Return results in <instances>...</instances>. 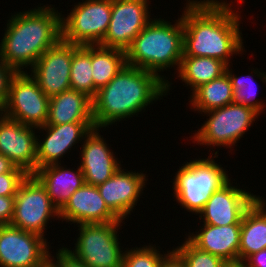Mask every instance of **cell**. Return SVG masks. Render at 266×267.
<instances>
[{
  "label": "cell",
  "mask_w": 266,
  "mask_h": 267,
  "mask_svg": "<svg viewBox=\"0 0 266 267\" xmlns=\"http://www.w3.org/2000/svg\"><path fill=\"white\" fill-rule=\"evenodd\" d=\"M154 245L125 248L122 267H159L167 253L161 254L159 246L157 249Z\"/></svg>",
  "instance_id": "cell-30"
},
{
  "label": "cell",
  "mask_w": 266,
  "mask_h": 267,
  "mask_svg": "<svg viewBox=\"0 0 266 267\" xmlns=\"http://www.w3.org/2000/svg\"><path fill=\"white\" fill-rule=\"evenodd\" d=\"M204 114L209 118H206L207 121L189 138L192 143L206 145V148L210 146L211 155L214 147L232 149L260 116L251 107L235 102Z\"/></svg>",
  "instance_id": "cell-6"
},
{
  "label": "cell",
  "mask_w": 266,
  "mask_h": 267,
  "mask_svg": "<svg viewBox=\"0 0 266 267\" xmlns=\"http://www.w3.org/2000/svg\"><path fill=\"white\" fill-rule=\"evenodd\" d=\"M120 167L117 172L104 183L99 184L97 189L105 200L107 207L120 219L129 217L135 205L137 206L142 196L148 178L143 172L124 171ZM147 178V179H146Z\"/></svg>",
  "instance_id": "cell-17"
},
{
  "label": "cell",
  "mask_w": 266,
  "mask_h": 267,
  "mask_svg": "<svg viewBox=\"0 0 266 267\" xmlns=\"http://www.w3.org/2000/svg\"><path fill=\"white\" fill-rule=\"evenodd\" d=\"M159 267H186L182 257L173 249L167 251Z\"/></svg>",
  "instance_id": "cell-35"
},
{
  "label": "cell",
  "mask_w": 266,
  "mask_h": 267,
  "mask_svg": "<svg viewBox=\"0 0 266 267\" xmlns=\"http://www.w3.org/2000/svg\"><path fill=\"white\" fill-rule=\"evenodd\" d=\"M226 68L223 61L215 58L183 56L176 73L193 92L200 85L221 77Z\"/></svg>",
  "instance_id": "cell-25"
},
{
  "label": "cell",
  "mask_w": 266,
  "mask_h": 267,
  "mask_svg": "<svg viewBox=\"0 0 266 267\" xmlns=\"http://www.w3.org/2000/svg\"><path fill=\"white\" fill-rule=\"evenodd\" d=\"M16 71L0 57V111L5 106L9 95V87Z\"/></svg>",
  "instance_id": "cell-32"
},
{
  "label": "cell",
  "mask_w": 266,
  "mask_h": 267,
  "mask_svg": "<svg viewBox=\"0 0 266 267\" xmlns=\"http://www.w3.org/2000/svg\"><path fill=\"white\" fill-rule=\"evenodd\" d=\"M171 23L164 18L153 17L125 51L127 65L158 75L167 83V93L173 83L161 73L176 66L178 71L183 57L182 16L176 22L174 20L175 24Z\"/></svg>",
  "instance_id": "cell-4"
},
{
  "label": "cell",
  "mask_w": 266,
  "mask_h": 267,
  "mask_svg": "<svg viewBox=\"0 0 266 267\" xmlns=\"http://www.w3.org/2000/svg\"><path fill=\"white\" fill-rule=\"evenodd\" d=\"M218 151L207 158L193 159L179 167L173 179L176 202L184 210L198 215L210 195L220 189L231 178L228 171L216 163Z\"/></svg>",
  "instance_id": "cell-5"
},
{
  "label": "cell",
  "mask_w": 266,
  "mask_h": 267,
  "mask_svg": "<svg viewBox=\"0 0 266 267\" xmlns=\"http://www.w3.org/2000/svg\"><path fill=\"white\" fill-rule=\"evenodd\" d=\"M230 66L231 65L227 66L226 73L231 80L232 89L234 92V102L251 107L261 115V113L266 110L264 109V107L266 108V104H264L263 101H258V99H255L257 95L256 88L258 86L253 76H257L258 79H261L262 82L266 84V72H261L258 69L256 70L253 68V72L251 71L248 76L243 75L239 77L237 74L235 75L232 72L233 70ZM252 73L254 75H252Z\"/></svg>",
  "instance_id": "cell-28"
},
{
  "label": "cell",
  "mask_w": 266,
  "mask_h": 267,
  "mask_svg": "<svg viewBox=\"0 0 266 267\" xmlns=\"http://www.w3.org/2000/svg\"><path fill=\"white\" fill-rule=\"evenodd\" d=\"M231 179L212 193L198 213L199 220L213 226L241 224L246 210L259 197L249 191L232 185Z\"/></svg>",
  "instance_id": "cell-14"
},
{
  "label": "cell",
  "mask_w": 266,
  "mask_h": 267,
  "mask_svg": "<svg viewBox=\"0 0 266 267\" xmlns=\"http://www.w3.org/2000/svg\"><path fill=\"white\" fill-rule=\"evenodd\" d=\"M59 218L74 225L122 221L107 207L97 186L86 183L59 210Z\"/></svg>",
  "instance_id": "cell-19"
},
{
  "label": "cell",
  "mask_w": 266,
  "mask_h": 267,
  "mask_svg": "<svg viewBox=\"0 0 266 267\" xmlns=\"http://www.w3.org/2000/svg\"><path fill=\"white\" fill-rule=\"evenodd\" d=\"M93 128H95L94 122L45 124L37 127V131L40 130L41 133L43 130L45 131L43 139H39L40 135H37V169L46 165L61 163L63 155L69 153L68 151L79 141L81 144V141Z\"/></svg>",
  "instance_id": "cell-16"
},
{
  "label": "cell",
  "mask_w": 266,
  "mask_h": 267,
  "mask_svg": "<svg viewBox=\"0 0 266 267\" xmlns=\"http://www.w3.org/2000/svg\"><path fill=\"white\" fill-rule=\"evenodd\" d=\"M7 172H25L23 169L18 168L15 164L3 154H0V174Z\"/></svg>",
  "instance_id": "cell-37"
},
{
  "label": "cell",
  "mask_w": 266,
  "mask_h": 267,
  "mask_svg": "<svg viewBox=\"0 0 266 267\" xmlns=\"http://www.w3.org/2000/svg\"><path fill=\"white\" fill-rule=\"evenodd\" d=\"M149 0H112L111 20L101 46L126 51L153 19Z\"/></svg>",
  "instance_id": "cell-12"
},
{
  "label": "cell",
  "mask_w": 266,
  "mask_h": 267,
  "mask_svg": "<svg viewBox=\"0 0 266 267\" xmlns=\"http://www.w3.org/2000/svg\"><path fill=\"white\" fill-rule=\"evenodd\" d=\"M232 3L187 0L181 15L183 56L215 58L228 66L231 56L242 55L245 51L240 32L242 18L238 10H232Z\"/></svg>",
  "instance_id": "cell-1"
},
{
  "label": "cell",
  "mask_w": 266,
  "mask_h": 267,
  "mask_svg": "<svg viewBox=\"0 0 266 267\" xmlns=\"http://www.w3.org/2000/svg\"><path fill=\"white\" fill-rule=\"evenodd\" d=\"M243 263L246 267H266V249L250 255Z\"/></svg>",
  "instance_id": "cell-36"
},
{
  "label": "cell",
  "mask_w": 266,
  "mask_h": 267,
  "mask_svg": "<svg viewBox=\"0 0 266 267\" xmlns=\"http://www.w3.org/2000/svg\"><path fill=\"white\" fill-rule=\"evenodd\" d=\"M121 223L124 221L77 225L75 248L67 249L88 267H122L125 250L118 237Z\"/></svg>",
  "instance_id": "cell-7"
},
{
  "label": "cell",
  "mask_w": 266,
  "mask_h": 267,
  "mask_svg": "<svg viewBox=\"0 0 266 267\" xmlns=\"http://www.w3.org/2000/svg\"><path fill=\"white\" fill-rule=\"evenodd\" d=\"M262 196L252 203L241 220L238 262L266 249V201Z\"/></svg>",
  "instance_id": "cell-23"
},
{
  "label": "cell",
  "mask_w": 266,
  "mask_h": 267,
  "mask_svg": "<svg viewBox=\"0 0 266 267\" xmlns=\"http://www.w3.org/2000/svg\"><path fill=\"white\" fill-rule=\"evenodd\" d=\"M42 267H59L51 258H49Z\"/></svg>",
  "instance_id": "cell-39"
},
{
  "label": "cell",
  "mask_w": 266,
  "mask_h": 267,
  "mask_svg": "<svg viewBox=\"0 0 266 267\" xmlns=\"http://www.w3.org/2000/svg\"><path fill=\"white\" fill-rule=\"evenodd\" d=\"M15 12L7 20L0 57L17 73L27 72L40 56L61 39V12L55 6ZM30 67V68H29Z\"/></svg>",
  "instance_id": "cell-3"
},
{
  "label": "cell",
  "mask_w": 266,
  "mask_h": 267,
  "mask_svg": "<svg viewBox=\"0 0 266 267\" xmlns=\"http://www.w3.org/2000/svg\"><path fill=\"white\" fill-rule=\"evenodd\" d=\"M49 102L50 97L44 94L28 72L16 73L0 113L22 124L40 127L46 124Z\"/></svg>",
  "instance_id": "cell-10"
},
{
  "label": "cell",
  "mask_w": 266,
  "mask_h": 267,
  "mask_svg": "<svg viewBox=\"0 0 266 267\" xmlns=\"http://www.w3.org/2000/svg\"><path fill=\"white\" fill-rule=\"evenodd\" d=\"M26 172H7L0 174V196H15Z\"/></svg>",
  "instance_id": "cell-31"
},
{
  "label": "cell",
  "mask_w": 266,
  "mask_h": 267,
  "mask_svg": "<svg viewBox=\"0 0 266 267\" xmlns=\"http://www.w3.org/2000/svg\"><path fill=\"white\" fill-rule=\"evenodd\" d=\"M225 267H246V265L243 262H229Z\"/></svg>",
  "instance_id": "cell-38"
},
{
  "label": "cell",
  "mask_w": 266,
  "mask_h": 267,
  "mask_svg": "<svg viewBox=\"0 0 266 267\" xmlns=\"http://www.w3.org/2000/svg\"><path fill=\"white\" fill-rule=\"evenodd\" d=\"M165 95H168L167 83L162 78L126 64L92 100L94 125L103 129L117 125L116 122L138 116Z\"/></svg>",
  "instance_id": "cell-2"
},
{
  "label": "cell",
  "mask_w": 266,
  "mask_h": 267,
  "mask_svg": "<svg viewBox=\"0 0 266 267\" xmlns=\"http://www.w3.org/2000/svg\"><path fill=\"white\" fill-rule=\"evenodd\" d=\"M50 253V258L59 266V267H88L84 262L74 256L67 247H60L56 252V256ZM53 257V258H52ZM57 259V260H56Z\"/></svg>",
  "instance_id": "cell-33"
},
{
  "label": "cell",
  "mask_w": 266,
  "mask_h": 267,
  "mask_svg": "<svg viewBox=\"0 0 266 267\" xmlns=\"http://www.w3.org/2000/svg\"><path fill=\"white\" fill-rule=\"evenodd\" d=\"M187 238L199 249L221 257L227 263L238 262L241 224L213 226L202 224Z\"/></svg>",
  "instance_id": "cell-20"
},
{
  "label": "cell",
  "mask_w": 266,
  "mask_h": 267,
  "mask_svg": "<svg viewBox=\"0 0 266 267\" xmlns=\"http://www.w3.org/2000/svg\"><path fill=\"white\" fill-rule=\"evenodd\" d=\"M72 55L73 44L60 39L30 69L29 74L46 96L52 97L71 88Z\"/></svg>",
  "instance_id": "cell-13"
},
{
  "label": "cell",
  "mask_w": 266,
  "mask_h": 267,
  "mask_svg": "<svg viewBox=\"0 0 266 267\" xmlns=\"http://www.w3.org/2000/svg\"><path fill=\"white\" fill-rule=\"evenodd\" d=\"M61 15V39L78 46L100 45L112 12V0H82Z\"/></svg>",
  "instance_id": "cell-8"
},
{
  "label": "cell",
  "mask_w": 266,
  "mask_h": 267,
  "mask_svg": "<svg viewBox=\"0 0 266 267\" xmlns=\"http://www.w3.org/2000/svg\"><path fill=\"white\" fill-rule=\"evenodd\" d=\"M61 164L46 165L38 168L34 173L46 187L51 202L59 210L70 199L72 194L85 184V178L80 165L77 166V171H74Z\"/></svg>",
  "instance_id": "cell-21"
},
{
  "label": "cell",
  "mask_w": 266,
  "mask_h": 267,
  "mask_svg": "<svg viewBox=\"0 0 266 267\" xmlns=\"http://www.w3.org/2000/svg\"><path fill=\"white\" fill-rule=\"evenodd\" d=\"M70 86L78 92L94 99V82L91 66V45L73 44V55L70 70Z\"/></svg>",
  "instance_id": "cell-27"
},
{
  "label": "cell",
  "mask_w": 266,
  "mask_h": 267,
  "mask_svg": "<svg viewBox=\"0 0 266 267\" xmlns=\"http://www.w3.org/2000/svg\"><path fill=\"white\" fill-rule=\"evenodd\" d=\"M47 241L10 224L0 225V267H42L50 258Z\"/></svg>",
  "instance_id": "cell-11"
},
{
  "label": "cell",
  "mask_w": 266,
  "mask_h": 267,
  "mask_svg": "<svg viewBox=\"0 0 266 267\" xmlns=\"http://www.w3.org/2000/svg\"><path fill=\"white\" fill-rule=\"evenodd\" d=\"M15 196H0V225L10 224L14 213Z\"/></svg>",
  "instance_id": "cell-34"
},
{
  "label": "cell",
  "mask_w": 266,
  "mask_h": 267,
  "mask_svg": "<svg viewBox=\"0 0 266 267\" xmlns=\"http://www.w3.org/2000/svg\"><path fill=\"white\" fill-rule=\"evenodd\" d=\"M173 249L182 257L186 267H225L227 264L221 257L196 247L187 237L185 242Z\"/></svg>",
  "instance_id": "cell-29"
},
{
  "label": "cell",
  "mask_w": 266,
  "mask_h": 267,
  "mask_svg": "<svg viewBox=\"0 0 266 267\" xmlns=\"http://www.w3.org/2000/svg\"><path fill=\"white\" fill-rule=\"evenodd\" d=\"M37 127L22 124L0 113V154L27 174L37 170Z\"/></svg>",
  "instance_id": "cell-15"
},
{
  "label": "cell",
  "mask_w": 266,
  "mask_h": 267,
  "mask_svg": "<svg viewBox=\"0 0 266 267\" xmlns=\"http://www.w3.org/2000/svg\"><path fill=\"white\" fill-rule=\"evenodd\" d=\"M93 122V102L75 89H68L50 97L46 124Z\"/></svg>",
  "instance_id": "cell-22"
},
{
  "label": "cell",
  "mask_w": 266,
  "mask_h": 267,
  "mask_svg": "<svg viewBox=\"0 0 266 267\" xmlns=\"http://www.w3.org/2000/svg\"><path fill=\"white\" fill-rule=\"evenodd\" d=\"M191 110L204 116L208 112L234 102V92L227 73L208 83H204L190 93ZM203 112V113H202Z\"/></svg>",
  "instance_id": "cell-24"
},
{
  "label": "cell",
  "mask_w": 266,
  "mask_h": 267,
  "mask_svg": "<svg viewBox=\"0 0 266 267\" xmlns=\"http://www.w3.org/2000/svg\"><path fill=\"white\" fill-rule=\"evenodd\" d=\"M126 53L116 48L91 45V66L94 82V97L126 65Z\"/></svg>",
  "instance_id": "cell-26"
},
{
  "label": "cell",
  "mask_w": 266,
  "mask_h": 267,
  "mask_svg": "<svg viewBox=\"0 0 266 267\" xmlns=\"http://www.w3.org/2000/svg\"><path fill=\"white\" fill-rule=\"evenodd\" d=\"M58 218L59 209L51 202L46 187L34 174H28L15 195L10 225L45 238L50 219Z\"/></svg>",
  "instance_id": "cell-9"
},
{
  "label": "cell",
  "mask_w": 266,
  "mask_h": 267,
  "mask_svg": "<svg viewBox=\"0 0 266 267\" xmlns=\"http://www.w3.org/2000/svg\"><path fill=\"white\" fill-rule=\"evenodd\" d=\"M100 130L95 127L85 136L79 153L85 183L94 186L104 183L122 166L99 133Z\"/></svg>",
  "instance_id": "cell-18"
}]
</instances>
